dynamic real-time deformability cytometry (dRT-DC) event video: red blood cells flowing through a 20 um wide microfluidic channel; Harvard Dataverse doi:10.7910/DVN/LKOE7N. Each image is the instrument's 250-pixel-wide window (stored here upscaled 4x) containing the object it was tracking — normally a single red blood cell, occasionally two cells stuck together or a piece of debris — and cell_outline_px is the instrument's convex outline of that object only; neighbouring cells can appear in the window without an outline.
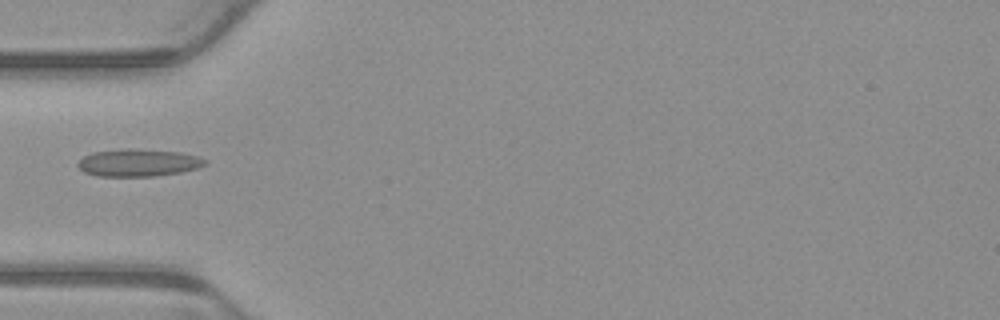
{"species": "common noctule bat (a hibernating species)", "species_latin": "Nyctalus noctula", "temperature_condition": "warm", "stored_images_in_passage": 1, "camera_frame_rate_fps": 3000, "um_per_image_px": 0.085, "animal": {"sex": "male", "body_mass_g": 23.1, "forearm_length_mm": 52.7}, "frame": {"image": 1, "passage_image": 1, "time_ms": 0.0, "image_size_px": [1000, 320], "cell_outline_px": [[208, 164], [196, 168], [180, 172], [156, 176], [96, 176], [84, 172], [76, 164], [84, 156], [92, 152], [124, 148], [128, 148], [180, 152], [196, 156], [208, 160]], "centroid_in_image_um": [11.75, 13.83], "position_along_channel_um": 73.3, "area_um2": 20.35}}